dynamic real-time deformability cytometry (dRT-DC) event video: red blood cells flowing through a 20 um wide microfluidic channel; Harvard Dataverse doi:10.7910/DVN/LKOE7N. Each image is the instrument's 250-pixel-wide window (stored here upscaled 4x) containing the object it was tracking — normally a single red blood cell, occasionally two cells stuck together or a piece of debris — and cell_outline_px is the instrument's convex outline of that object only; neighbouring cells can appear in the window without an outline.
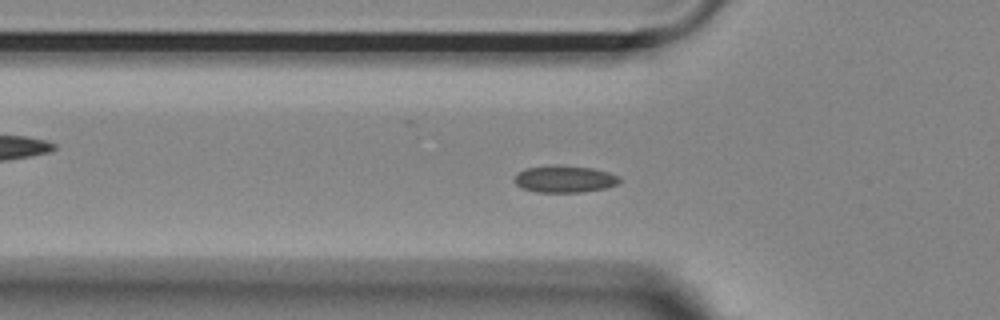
{"species": "Egyptian fruit bat (a non-hibernating species)", "species_latin": "Rousettus aegyptiacus", "temperature_condition": "room temperature", "stored_images_in_passage": 50, "camera_frame_rate_fps": 3000, "um_per_image_px": 0.085, "animal": {"sex": "female"}, "frame": {"image": 1, "passage_image": 12, "time_ms": 3.667, "image_size_px": [1000, 320], "cell_outline_px": [[620, 180], [616, 184], [604, 188], [580, 192], [536, 192], [520, 188], [512, 180], [524, 168], [556, 164], [592, 168], [608, 172], [620, 176]], "centroid_in_image_um": [47.95, 15.21], "position_along_channel_um": 77.9, "area_um2": 16.59}}
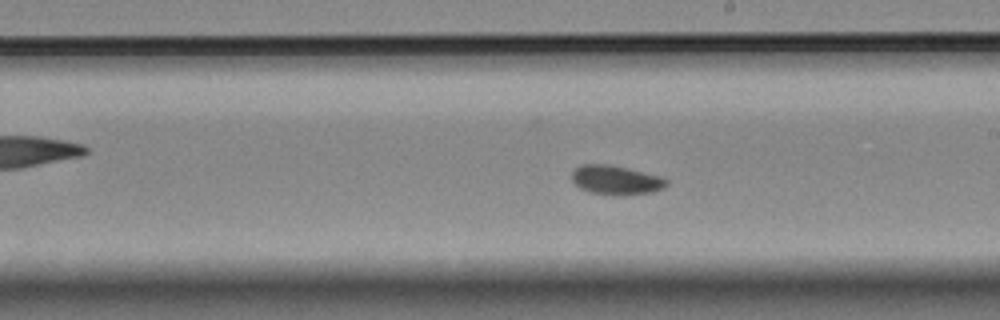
{"frame": {"image": 2, "passage_image": 25, "time_ms": 8.0, "image_size_px": [1000, 320], "cell_outline_px": [[668, 184], [664, 188], [652, 192], [624, 196], [612, 196], [592, 192], [580, 188], [572, 180], [572, 172], [580, 164], [612, 164], [660, 176], [668, 180]], "centroid_in_image_um": [52.37, 15.31], "position_along_channel_um": 236.6, "area_um2": 16.36}}
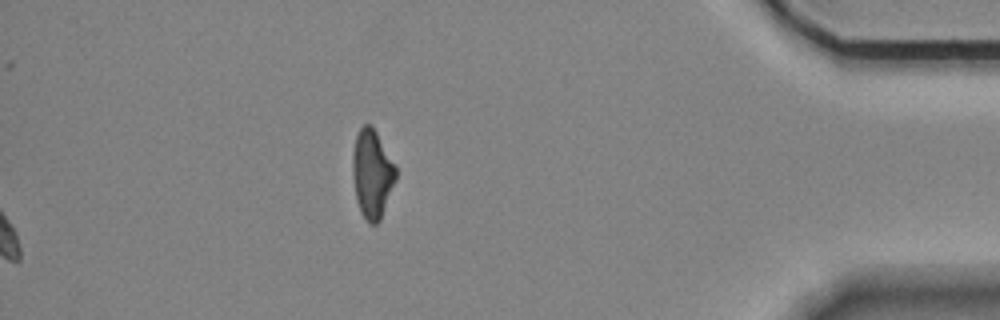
{"frame": {"image": 3, "passage_image": 50, "time_ms": 16.333, "image_size_px": [1000, 320], "cell_outline_px": [[396, 180], [380, 220], [376, 224], [372, 224], [360, 212], [356, 200], [352, 176], [352, 152], [356, 136], [360, 128], [364, 124], [372, 124], [396, 168]], "centroid_in_image_um": [31.61, 14.76], "position_along_channel_um": 403.6, "area_um2": 22.2}}